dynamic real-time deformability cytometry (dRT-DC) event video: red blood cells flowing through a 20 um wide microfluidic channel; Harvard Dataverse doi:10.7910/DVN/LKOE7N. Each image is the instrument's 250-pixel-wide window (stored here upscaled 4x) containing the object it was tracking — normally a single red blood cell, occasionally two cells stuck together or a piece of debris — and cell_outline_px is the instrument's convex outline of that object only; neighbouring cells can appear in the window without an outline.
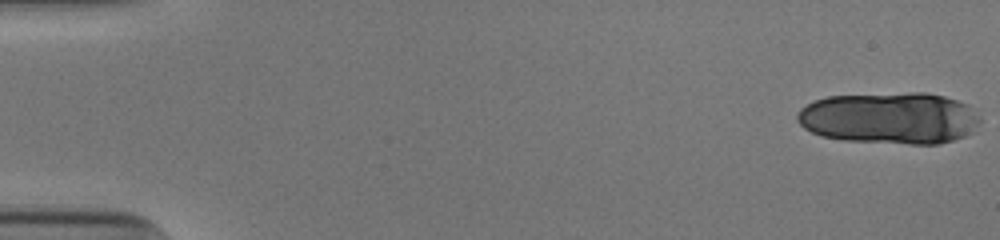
{"species": "human", "species_latin": "Homo sapiens", "temperature_condition": "cold", "stored_images_in_passage": 17, "camera_frame_rate_fps": 3000, "um_per_image_px": 0.085, "donor": {"sex": "male"}, "frame": {"image": 1, "passage_image": 1, "time_ms": 0.0, "image_size_px": [1000, 240], "cell_outline_px": [[980, 120], [972, 132], [968, 136], [940, 144], [912, 144], [844, 140], [820, 136], [804, 128], [796, 120], [796, 116], [800, 108], [816, 100], [828, 96], [912, 92], [924, 92], [944, 96], [968, 104], [980, 116]], "centroid_in_image_um": [75.64, 10.04], "position_along_channel_um": 9.4, "area_um2": 55.49}}